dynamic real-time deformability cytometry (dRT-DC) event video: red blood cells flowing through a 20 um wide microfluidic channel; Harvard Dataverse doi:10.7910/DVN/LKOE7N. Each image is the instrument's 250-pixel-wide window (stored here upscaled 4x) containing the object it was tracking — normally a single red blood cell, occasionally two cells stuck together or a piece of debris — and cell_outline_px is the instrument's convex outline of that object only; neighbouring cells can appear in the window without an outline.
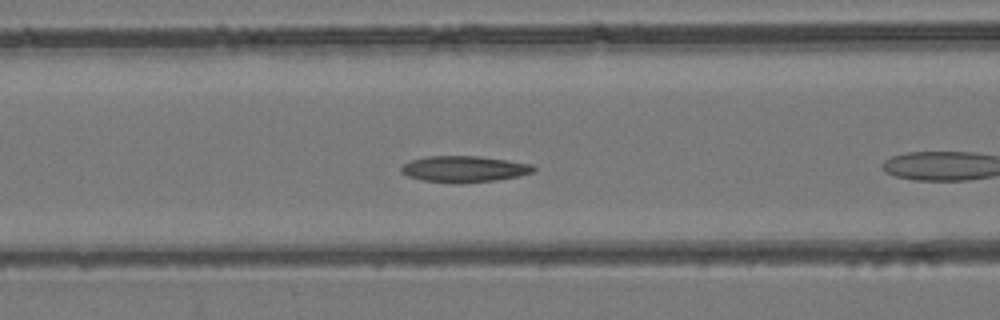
{"species": "common noctule bat (a hibernating species)", "species_latin": "Nyctalus noctula", "temperature_condition": "room temperature", "stored_images_in_passage": 35, "camera_frame_rate_fps": 3000, "um_per_image_px": 0.085, "animal": {"sex": "female", "body_mass_g": 24.6, "forearm_length_mm": 56.2}, "frame": {"image": 1, "passage_image": 6, "time_ms": 1.667, "image_size_px": [1000, 320], "cell_outline_px": [[536, 168], [532, 172], [520, 176], [496, 180], [460, 184], [424, 180], [408, 176], [400, 172], [400, 168], [404, 164], [412, 160], [428, 156], [480, 156], [508, 160], [532, 164]], "centroid_in_image_um": [39.47, 14.37], "position_along_channel_um": 127.1, "area_um2": 20.29}}
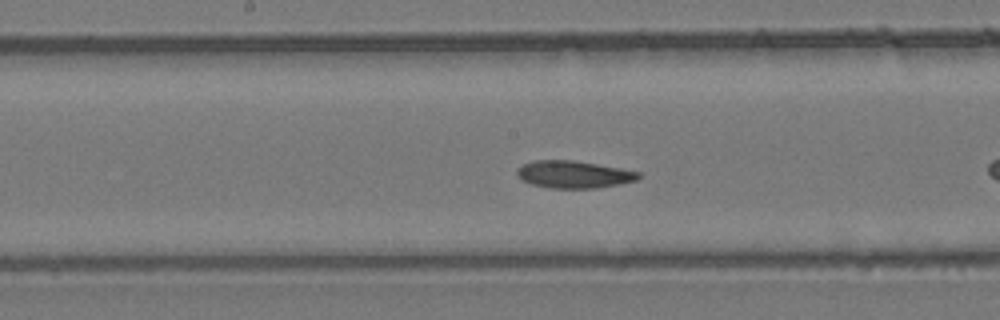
{"frame": {"image": 2, "passage_image": 11, "time_ms": 3.333, "image_size_px": [1000, 320], "cell_outline_px": [[640, 176], [636, 180], [620, 184], [596, 188], [548, 188], [532, 184], [524, 180], [516, 172], [516, 168], [524, 164], [536, 160], [572, 160], [620, 168], [640, 172]], "centroid_in_image_um": [48.77, 14.83], "position_along_channel_um": 199.4, "area_um2": 19.13}}
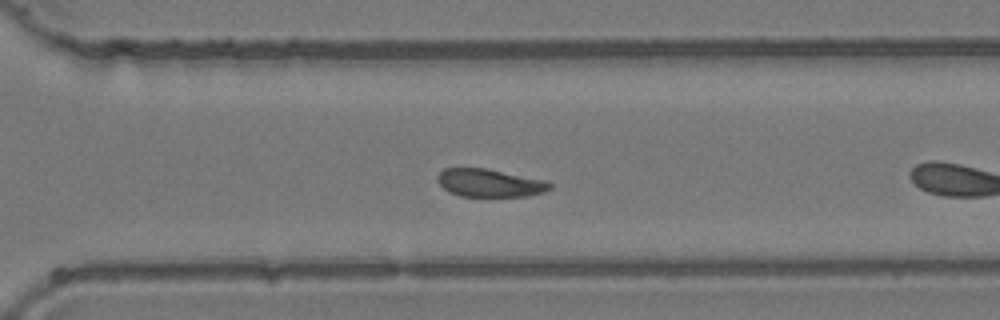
{"frame": {"image": 3, "passage_image": 20, "time_ms": 6.333, "image_size_px": [1000, 320], "cell_outline_px": [[552, 188], [544, 192], [528, 196], [460, 196], [448, 192], [436, 180], [436, 176], [444, 168], [484, 168], [548, 180], [552, 184]], "centroid_in_image_um": [41.64, 15.55], "position_along_channel_um": 329.0, "area_um2": 18.44}}